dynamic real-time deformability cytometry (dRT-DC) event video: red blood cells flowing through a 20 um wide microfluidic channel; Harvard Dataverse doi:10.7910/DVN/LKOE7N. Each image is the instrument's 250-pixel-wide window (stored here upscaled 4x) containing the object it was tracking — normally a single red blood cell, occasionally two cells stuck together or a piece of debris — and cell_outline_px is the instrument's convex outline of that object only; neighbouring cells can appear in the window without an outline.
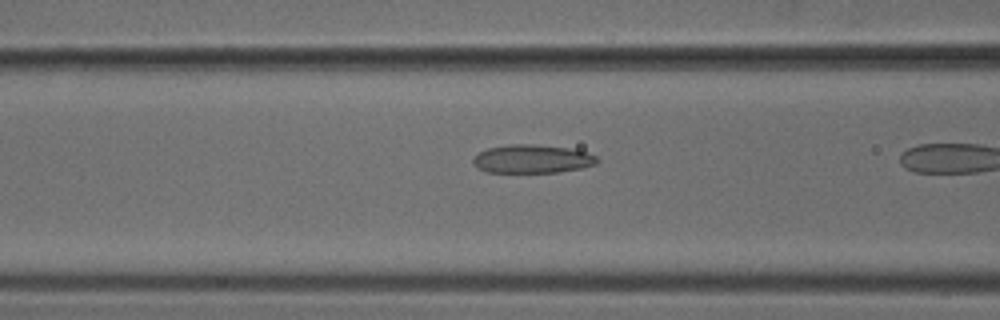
{"species": "common noctule bat (a hibernating species)", "species_latin": "Nyctalus noctula", "temperature_condition": "cold", "stored_images_in_passage": 10, "camera_frame_rate_fps": 3000, "um_per_image_px": 0.085, "animal": {"sex": "male", "body_mass_g": 18.8}, "frame": {"image": 1, "passage_image": 9, "time_ms": 2.667, "image_size_px": [1000, 320], "cell_outline_px": [[600, 160], [596, 164], [580, 168], [556, 172], [488, 172], [476, 168], [472, 160], [480, 152], [488, 148], [508, 144], [532, 144], [568, 148], [584, 152], [596, 156]], "centroid_in_image_um": [45.22, 13.51], "position_along_channel_um": 121.4, "area_um2": 20.35}}